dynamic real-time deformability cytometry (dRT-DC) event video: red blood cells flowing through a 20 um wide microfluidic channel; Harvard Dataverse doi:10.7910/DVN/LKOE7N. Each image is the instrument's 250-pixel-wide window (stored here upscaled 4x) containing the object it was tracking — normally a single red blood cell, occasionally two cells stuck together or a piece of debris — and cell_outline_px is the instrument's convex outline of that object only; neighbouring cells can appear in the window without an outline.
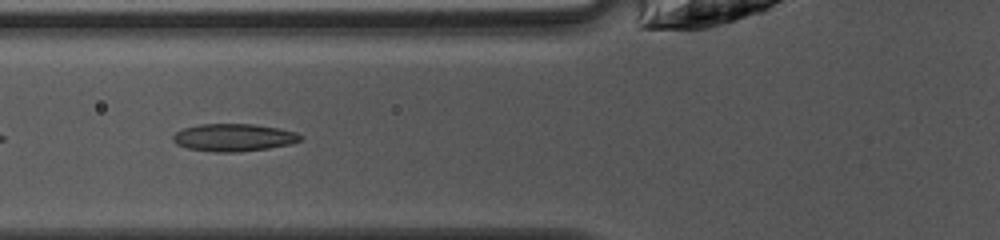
{"species": "common noctule bat (a hibernating species)", "species_latin": "Nyctalus noctula", "temperature_condition": "warm", "stored_images_in_passage": 34, "camera_frame_rate_fps": 3000, "um_per_image_px": 0.085, "animal": {"sex": "female", "body_mass_g": 10.0, "forearm_length_mm": 53.1}, "frame": {"image": 1, "passage_image": 5, "time_ms": 1.333, "image_size_px": [1000, 240], "cell_outline_px": [[304, 136], [300, 140], [288, 144], [268, 148], [236, 152], [216, 152], [188, 148], [176, 144], [172, 140], [172, 136], [176, 132], [184, 128], [200, 124], [252, 124], [276, 128], [296, 132]], "centroid_in_image_um": [19.84, 11.68], "position_along_channel_um": 106.0, "area_um2": 20.23}}
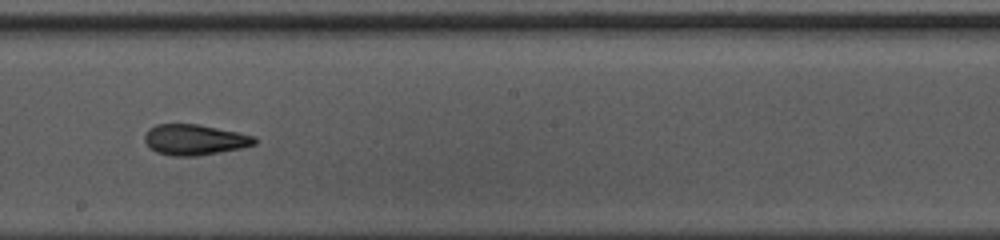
{"frame": {"image": 2, "passage_image": 14, "time_ms": 4.333, "image_size_px": [1000, 240], "cell_outline_px": [[256, 144], [240, 148], [196, 156], [172, 156], [156, 152], [144, 140], [144, 136], [148, 128], [156, 124], [200, 124], [240, 132], [256, 136]], "centroid_in_image_um": [16.55, 11.86], "position_along_channel_um": 231.6, "area_um2": 19.71}}
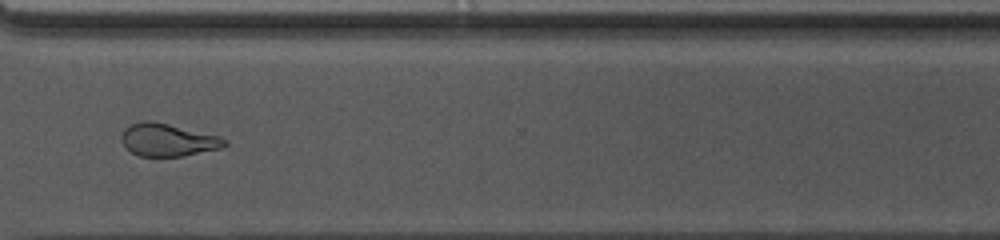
{"frame": {"image": 3, "passage_image": 23, "time_ms": 7.333, "image_size_px": [1000, 240], "cell_outline_px": [[228, 144], [220, 148], [184, 156], [140, 156], [124, 148], [120, 140], [120, 136], [124, 128], [132, 124], [144, 120], [152, 120], [220, 136], [228, 140]], "centroid_in_image_um": [14.24, 11.89], "position_along_channel_um": 356.4, "area_um2": 19.83}, "authors_computed_cell_mechanics": {"area_um2": 19.9121, "velocity_mm_per_s": 4.175, "shape_relaxation_time_tau1_ms": 6.1456, "shape_relaxation_time_tau2_ms": 1.7344, "deformation_change_tau1": 0.168, "deformation_change_tau2": 0.1}}